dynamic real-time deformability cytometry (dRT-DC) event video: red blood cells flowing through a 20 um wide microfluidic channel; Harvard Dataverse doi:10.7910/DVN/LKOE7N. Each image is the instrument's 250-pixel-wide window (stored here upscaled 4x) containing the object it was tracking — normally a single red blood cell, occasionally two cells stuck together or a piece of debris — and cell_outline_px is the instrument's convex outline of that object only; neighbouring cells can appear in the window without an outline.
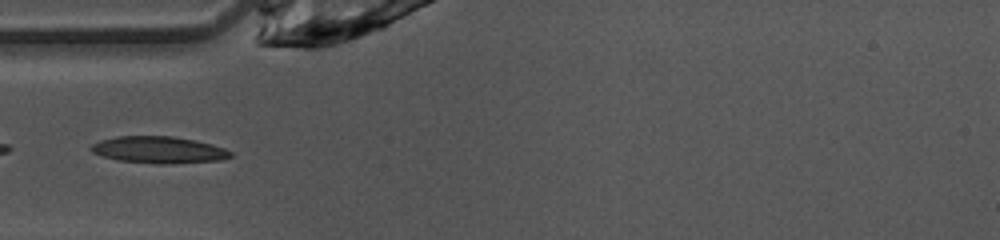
{"species": "common noctule bat (a hibernating species)", "species_latin": "Nyctalus noctula", "temperature_condition": "warm", "stored_images_in_passage": 26, "camera_frame_rate_fps": 3000, "um_per_image_px": 0.085, "animal": {"sex": "female", "body_mass_g": 10.0, "forearm_length_mm": 53.1}, "frame": {"image": 1, "passage_image": 5, "time_ms": 1.333, "image_size_px": [1000, 240], "cell_outline_px": [[232, 156], [220, 160], [164, 164], [160, 164], [120, 160], [104, 156], [92, 152], [88, 148], [92, 144], [100, 140], [116, 136], [172, 136], [196, 140], [212, 144], [224, 148], [232, 152]], "centroid_in_image_um": [13.49, 12.72], "position_along_channel_um": 71.5, "area_um2": 21.68}, "authors_computed_cell_mechanics": {"area_um2": 16.0106, "velocity_mm_per_s": 4.1142, "shape_relaxation_time_tau1_ms": 4.4927, "shape_relaxation_time_tau2_ms": 3.4989, "deformation_change_tau1": 0.1569, "deformation_change_tau2": 0.1221}}